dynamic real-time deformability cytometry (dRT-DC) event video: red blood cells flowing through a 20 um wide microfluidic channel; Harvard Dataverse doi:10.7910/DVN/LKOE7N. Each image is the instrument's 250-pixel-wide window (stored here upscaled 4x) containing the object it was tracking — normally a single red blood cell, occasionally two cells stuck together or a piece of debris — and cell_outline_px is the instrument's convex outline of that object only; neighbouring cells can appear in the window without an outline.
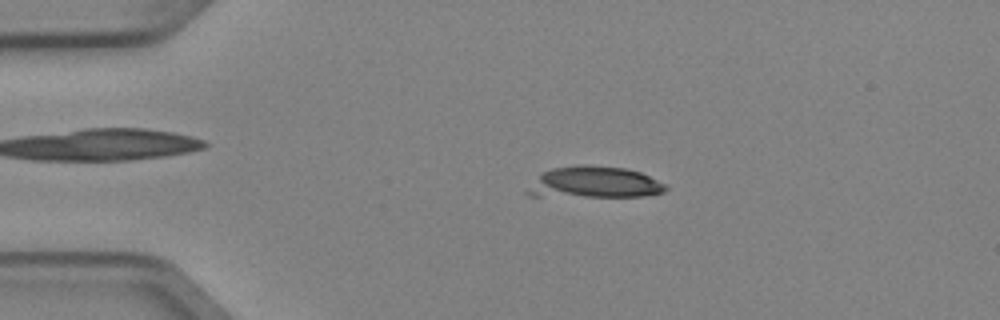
{"species": "Egyptian fruit bat (a non-hibernating species)", "species_latin": "Rousettus aegyptiacus", "temperature_condition": "cold", "stored_images_in_passage": 4, "camera_frame_rate_fps": 3000, "um_per_image_px": 0.085, "animal": {"sex": "female"}, "frame": {"image": 1, "passage_image": 3, "time_ms": 0.667, "image_size_px": [1000, 320], "cell_outline_px": [[668, 188], [664, 192], [644, 196], [532, 196], [524, 192], [544, 172], [552, 168], [580, 164], [588, 164], [628, 168], [640, 172], [668, 184]], "centroid_in_image_um": [50.57, 15.49], "position_along_channel_um": 34.4, "area_um2": 25.43}}